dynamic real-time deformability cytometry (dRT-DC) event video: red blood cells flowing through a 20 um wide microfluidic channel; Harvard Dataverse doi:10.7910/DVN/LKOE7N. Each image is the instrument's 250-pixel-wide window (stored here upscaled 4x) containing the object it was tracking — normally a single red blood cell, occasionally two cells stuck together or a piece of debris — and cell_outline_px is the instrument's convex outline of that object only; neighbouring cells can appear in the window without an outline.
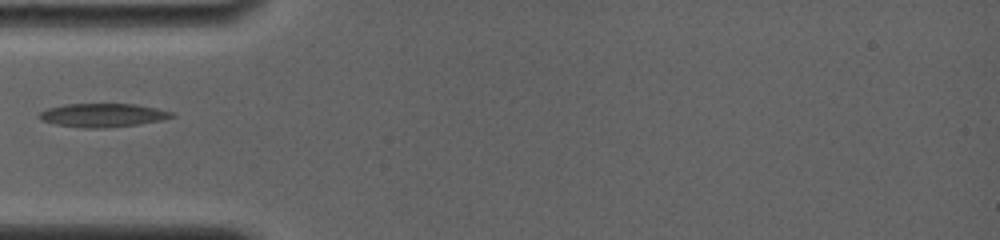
{"species": "common noctule bat (a hibernating species)", "species_latin": "Nyctalus noctula", "temperature_condition": "room temperature", "stored_images_in_passage": 43, "camera_frame_rate_fps": 4000, "um_per_image_px": 0.085, "animal": {"sex": "female", "body_mass_g": 19.0, "forearm_length_mm": 56.7}, "frame": {"image": 1, "passage_image": 1, "time_ms": 0.0, "image_size_px": [1000, 240], "cell_outline_px": [[176, 116], [160, 120], [136, 124], [104, 128], [84, 128], [56, 124], [40, 120], [36, 116], [40, 112], [48, 108], [64, 104], [136, 104], [176, 112]], "centroid_in_image_um": [8.72, 9.78], "position_along_channel_um": 76.3, "area_um2": 18.21}}